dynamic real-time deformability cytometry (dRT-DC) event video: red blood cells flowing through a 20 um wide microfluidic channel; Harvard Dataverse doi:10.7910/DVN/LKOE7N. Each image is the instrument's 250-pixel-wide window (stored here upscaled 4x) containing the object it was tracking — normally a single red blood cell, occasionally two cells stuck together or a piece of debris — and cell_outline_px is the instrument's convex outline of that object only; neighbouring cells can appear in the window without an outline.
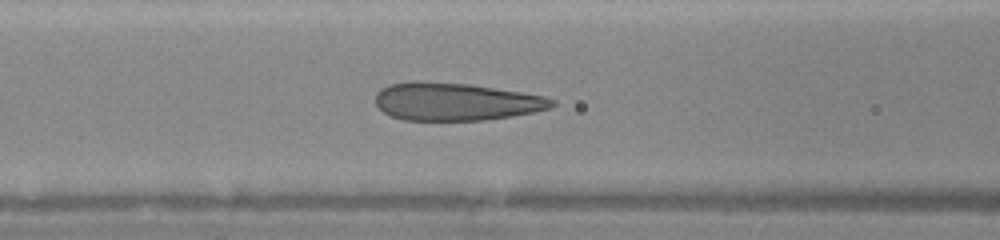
{"species": "human", "species_latin": "Homo sapiens", "temperature_condition": "warm", "stored_images_in_passage": 36, "camera_frame_rate_fps": 3000, "um_per_image_px": 0.085, "donor": {"sex": "female"}, "frame": {"image": 1, "passage_image": 10, "time_ms": 3.0, "image_size_px": [1000, 240], "cell_outline_px": [[556, 104], [548, 108], [532, 112], [512, 116], [484, 120], [404, 120], [392, 116], [384, 112], [376, 104], [376, 92], [380, 88], [388, 84], [468, 84], [520, 92], [544, 96], [556, 100]], "centroid_in_image_um": [38.78, 8.68], "position_along_channel_um": 127.8, "area_um2": 37.63}}
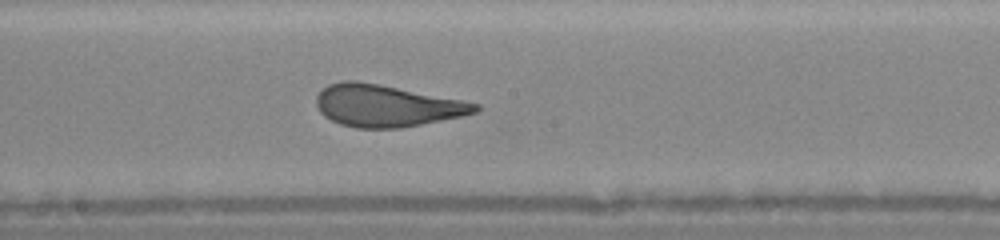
{"frame": {"image": 2, "passage_image": 16, "time_ms": 5.0, "image_size_px": [1000, 240], "cell_outline_px": [[480, 108], [476, 112], [464, 116], [400, 128], [356, 128], [340, 124], [324, 116], [320, 112], [316, 104], [316, 96], [328, 84], [344, 80], [356, 80], [380, 84], [480, 104]], "centroid_in_image_um": [32.83, 8.99], "position_along_channel_um": 215.4, "area_um2": 38.67}}
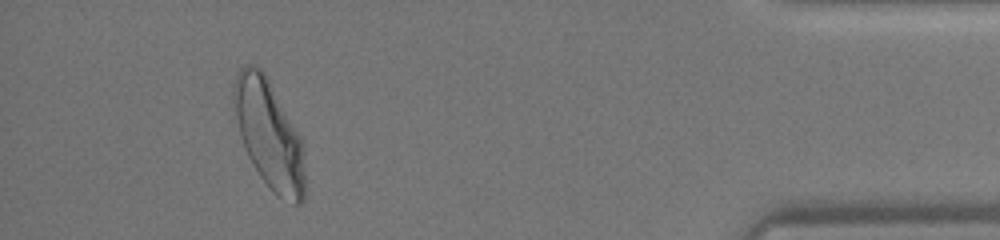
{"frame": {"image": 3, "passage_image": 33, "time_ms": 10.667, "image_size_px": [1000, 240], "cell_outline_px": [[304, 200], [300, 204], [292, 204], [276, 196], [272, 192], [260, 176], [252, 164], [244, 148], [232, 104], [232, 92], [236, 72], [244, 64], [256, 64], [264, 72], [300, 136], [304, 152]], "centroid_in_image_um": [22.84, 11.42], "position_along_channel_um": 412.4, "area_um2": 45.08}}